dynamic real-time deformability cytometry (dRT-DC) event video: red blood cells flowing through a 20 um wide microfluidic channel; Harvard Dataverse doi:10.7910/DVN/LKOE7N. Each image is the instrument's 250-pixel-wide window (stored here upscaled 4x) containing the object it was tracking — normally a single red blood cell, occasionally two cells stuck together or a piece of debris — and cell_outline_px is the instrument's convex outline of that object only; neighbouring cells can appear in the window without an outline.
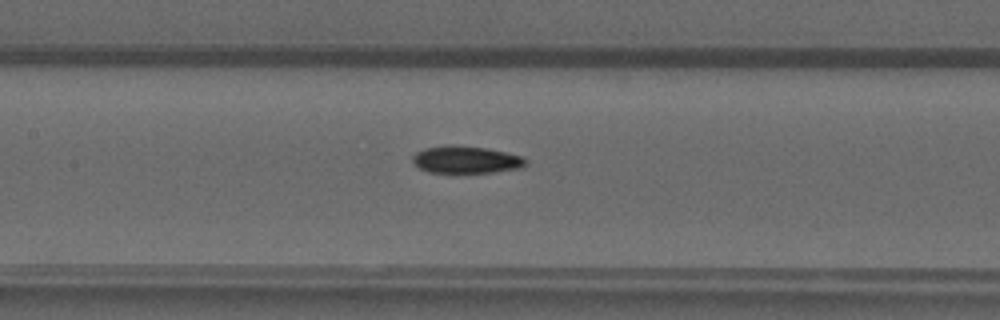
{"species": "common noctule bat (a hibernating species)", "species_latin": "Nyctalus noctula", "temperature_condition": "warm", "stored_images_in_passage": 48, "camera_frame_rate_fps": 3000, "um_per_image_px": 0.085, "animal": {"sex": "male", "forearm_length_mm": 52.5}, "frame": {"image": 1, "passage_image": 23, "time_ms": 7.333, "image_size_px": [1000, 320], "cell_outline_px": [[528, 164], [520, 168], [492, 172], [428, 172], [420, 168], [412, 160], [412, 156], [416, 152], [424, 148], [444, 144], [452, 144], [484, 148], [524, 156], [528, 160]], "centroid_in_image_um": [39.62, 13.55], "position_along_channel_um": 167.8, "area_um2": 18.03}}
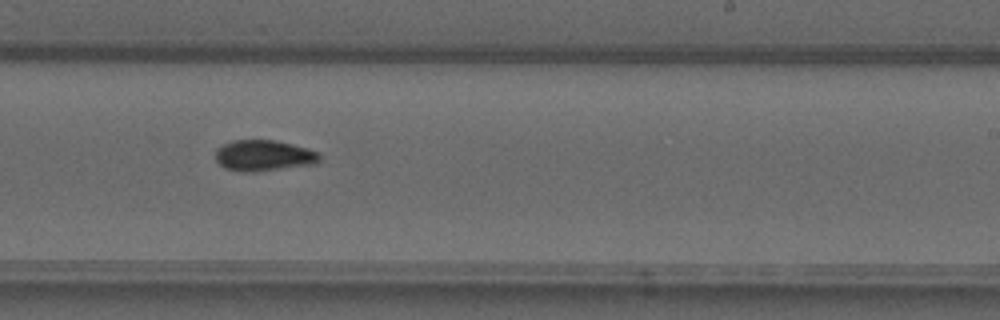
{"frame": {"image": 2, "passage_image": 30, "time_ms": 9.667, "image_size_px": [1000, 320], "cell_outline_px": [[320, 160], [316, 164], [256, 172], [240, 172], [224, 168], [216, 160], [216, 148], [232, 140], [276, 140], [308, 148], [316, 152], [320, 156]], "centroid_in_image_um": [22.41, 13.23], "position_along_channel_um": 266.6, "area_um2": 18.96}}
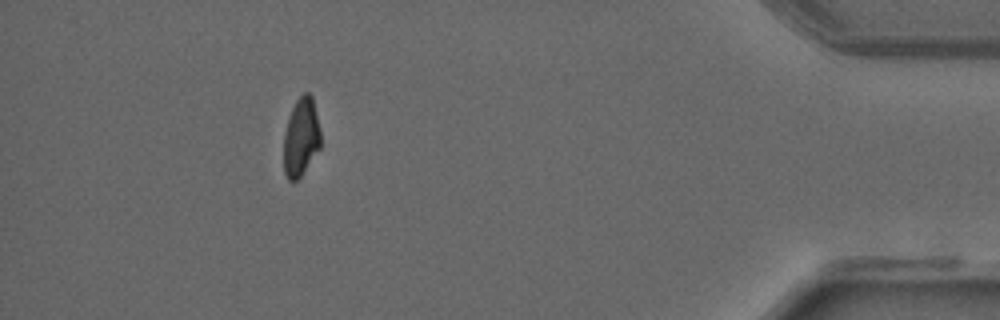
{"frame": {"image": 3, "passage_image": 44, "time_ms": 14.333, "image_size_px": [1000, 320], "cell_outline_px": [[320, 148], [300, 176], [296, 180], [288, 180], [284, 172], [284, 132], [288, 116], [296, 100], [304, 92], [308, 92], [312, 96], [320, 132]], "centroid_in_image_um": [25.57, 11.64], "position_along_channel_um": 409.6, "area_um2": 16.7}}